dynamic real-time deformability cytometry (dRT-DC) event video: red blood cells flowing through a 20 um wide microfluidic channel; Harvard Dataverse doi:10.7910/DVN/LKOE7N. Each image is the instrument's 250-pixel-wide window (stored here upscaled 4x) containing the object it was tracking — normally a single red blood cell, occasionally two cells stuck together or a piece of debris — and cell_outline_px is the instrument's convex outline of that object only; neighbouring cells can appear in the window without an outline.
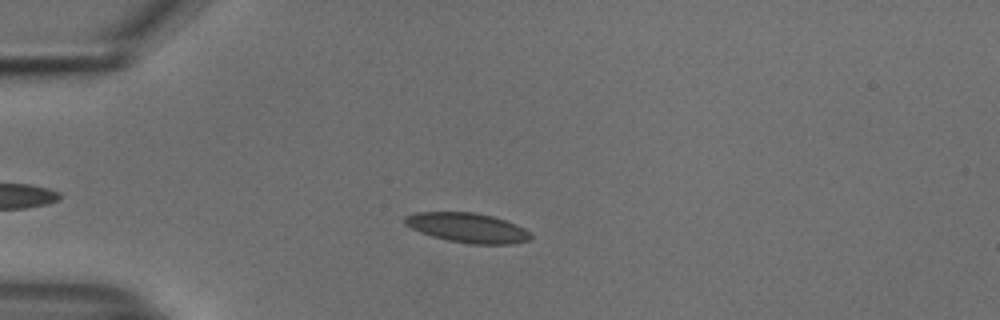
{"species": "common noctule bat (a hibernating species)", "species_latin": "Nyctalus noctula", "temperature_condition": "cold", "stored_images_in_passage": 14, "camera_frame_rate_fps": 3000, "um_per_image_px": 0.085, "animal": {"sex": "male", "body_mass_g": 18.8}, "frame": {"image": 1, "passage_image": 10, "time_ms": 3.0, "image_size_px": [1000, 320], "cell_outline_px": [[532, 236], [528, 240], [512, 244], [472, 244], [448, 240], [432, 236], [420, 232], [404, 224], [404, 216], [416, 212], [476, 212], [492, 216], [516, 224], [532, 232]], "centroid_in_image_um": [39.74, 19.35], "position_along_channel_um": 45.3, "area_um2": 21.79}}